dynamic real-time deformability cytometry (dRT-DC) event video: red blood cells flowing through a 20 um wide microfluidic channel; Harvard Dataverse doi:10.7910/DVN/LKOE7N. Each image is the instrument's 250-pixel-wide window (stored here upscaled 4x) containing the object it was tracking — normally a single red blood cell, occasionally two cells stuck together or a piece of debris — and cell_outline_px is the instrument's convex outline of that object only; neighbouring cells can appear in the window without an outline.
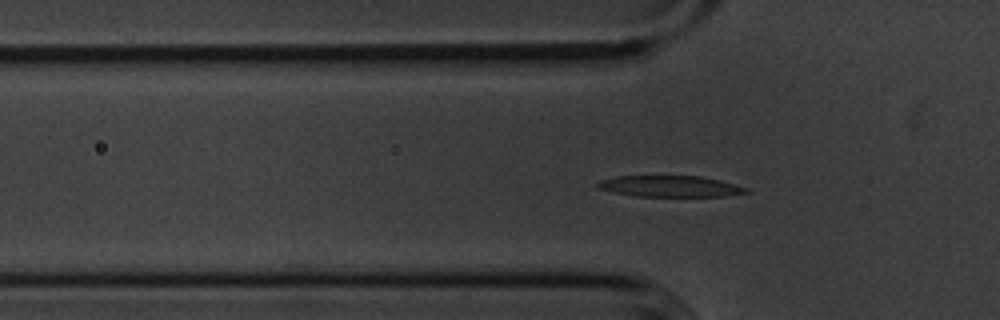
{"species": "common noctule bat (a hibernating species)", "species_latin": "Nyctalus noctula", "temperature_condition": "cold", "stored_images_in_passage": 55, "camera_frame_rate_fps": 3000, "um_per_image_px": 0.085, "animal": {"sex": "male", "body_mass_g": 20.1, "forearm_length_mm": 53.5}, "frame": {"image": 1, "passage_image": 16, "time_ms": 5.0, "image_size_px": [1000, 320], "cell_outline_px": [[748, 192], [724, 196], [636, 196], [596, 188], [592, 184], [600, 180], [616, 176], [700, 176], [720, 180], [748, 188]], "centroid_in_image_um": [56.9, 15.82], "position_along_channel_um": 68.9, "area_um2": 18.26}}
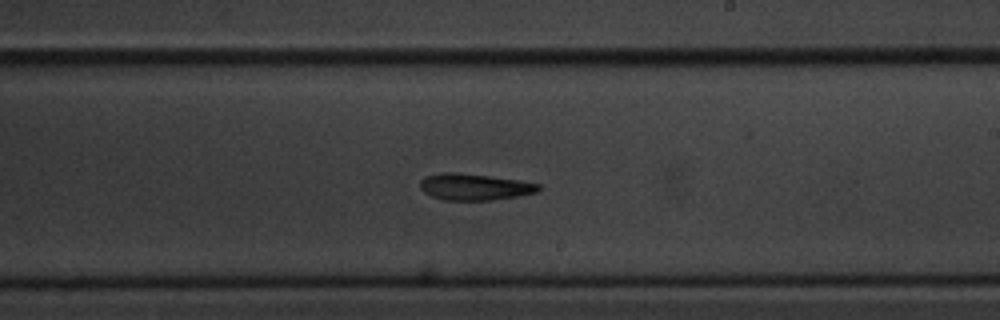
{"frame": {"image": 2, "passage_image": 31, "time_ms": 10.0, "image_size_px": [1000, 320], "cell_outline_px": [[544, 188], [540, 192], [520, 196], [492, 200], [444, 200], [432, 196], [424, 192], [420, 188], [420, 180], [424, 176], [440, 172], [456, 172], [520, 180], [540, 184]], "centroid_in_image_um": [40.38, 15.88], "position_along_channel_um": 248.6, "area_um2": 18.61}}
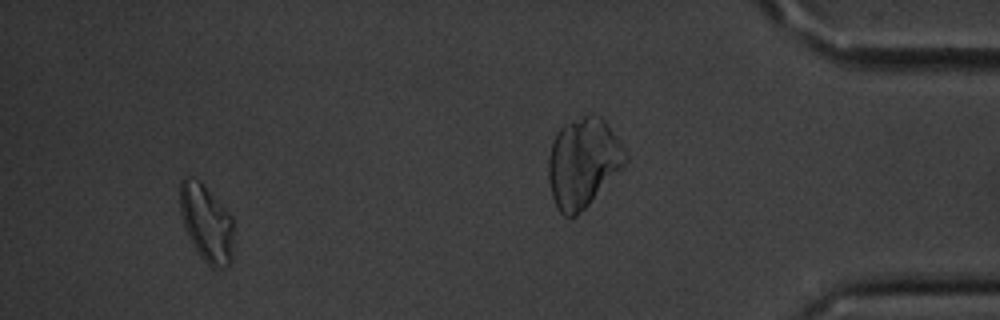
{"frame": {"image": 3, "passage_image": 51, "time_ms": 16.667, "image_size_px": [1000, 320], "cell_outline_px": [[232, 264], [224, 268], [212, 268], [196, 252], [188, 236], [180, 212], [180, 180], [184, 176], [200, 180], [232, 216]], "centroid_in_image_um": [17.54, 18.97], "position_along_channel_um": 417.7, "area_um2": 24.22}, "authors_computed_cell_mechanics": {"area_um2": 19.1318, "velocity_mm_per_s": 3.5871, "shape_relaxation_time_tau1_ms": 4.4958, "shape_relaxation_time_tau2_ms": 5.3099, "deformation_change_tau1": 0.1223, "deformation_change_tau2": 0.1499}}